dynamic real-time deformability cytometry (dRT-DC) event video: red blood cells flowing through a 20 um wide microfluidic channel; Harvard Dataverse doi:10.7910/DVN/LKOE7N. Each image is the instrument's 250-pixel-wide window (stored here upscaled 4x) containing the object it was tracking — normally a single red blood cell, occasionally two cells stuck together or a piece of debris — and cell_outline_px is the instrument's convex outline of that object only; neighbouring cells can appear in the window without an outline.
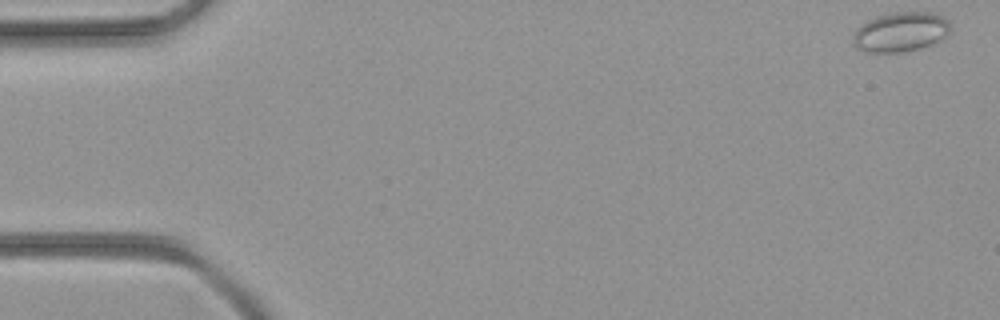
{"species": "common noctule bat (a hibernating species)", "species_latin": "Nyctalus noctula", "temperature_condition": "room temperature", "stored_images_in_passage": 51, "camera_frame_rate_fps": 3000, "um_per_image_px": 0.085, "animal": {"sex": "female", "body_mass_g": 21.9}, "frame": {"image": 1, "passage_image": 1, "time_ms": 0.0, "image_size_px": [1000, 320], "cell_outline_px": [[952, 32], [940, 40], [932, 44], [920, 48], [904, 52], [864, 52], [856, 48], [852, 44], [852, 36], [856, 28], [868, 20], [876, 16], [892, 12], [936, 12], [948, 20]], "centroid_in_image_um": [76.55, 2.71], "position_along_channel_um": 8.5, "area_um2": 22.95}}
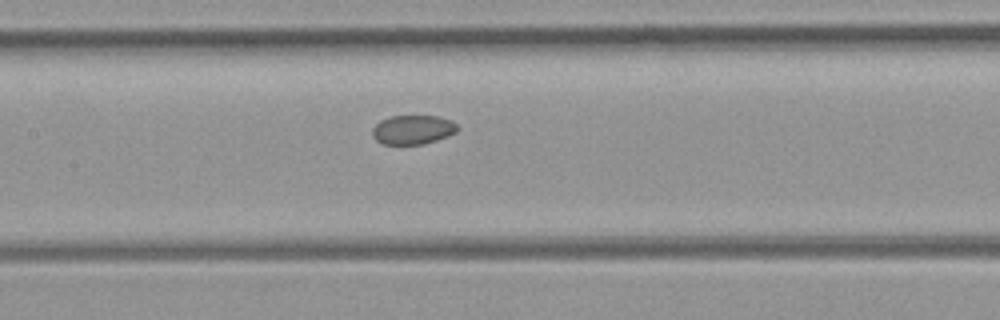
{"frame": {"image": 2, "passage_image": 24, "time_ms": 7.667, "image_size_px": [1000, 320], "cell_outline_px": [[460, 128], [456, 132], [436, 140], [424, 144], [384, 144], [376, 140], [372, 136], [372, 128], [380, 120], [392, 116], [436, 116], [448, 120], [456, 124]], "centroid_in_image_um": [35.06, 11.02], "position_along_channel_um": 172.3, "area_um2": 14.33}}
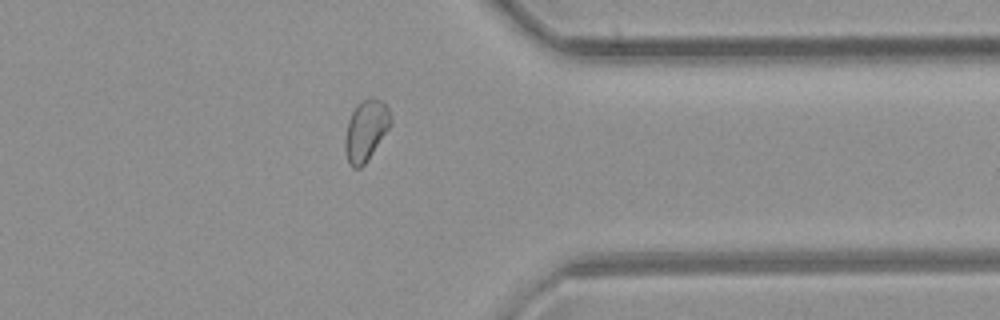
{"frame": {"image": 3, "passage_image": 40, "time_ms": 13.0, "image_size_px": [1000, 320], "cell_outline_px": [[392, 124], [364, 164], [360, 168], [352, 168], [348, 160], [344, 148], [344, 140], [348, 120], [356, 104], [372, 96], [376, 96], [388, 108], [392, 116]], "centroid_in_image_um": [31.1, 11.05], "position_along_channel_um": 380.3, "area_um2": 16.18}}